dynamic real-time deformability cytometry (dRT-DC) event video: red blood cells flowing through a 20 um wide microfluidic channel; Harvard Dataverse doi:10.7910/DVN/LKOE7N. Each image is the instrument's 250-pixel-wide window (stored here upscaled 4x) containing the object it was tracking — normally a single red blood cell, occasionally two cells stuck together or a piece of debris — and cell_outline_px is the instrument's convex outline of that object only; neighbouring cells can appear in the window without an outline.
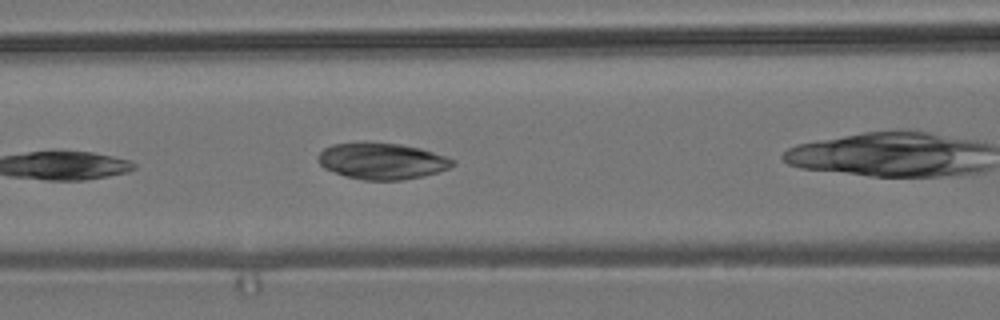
{"species": "common noctule bat (a hibernating species)", "species_latin": "Nyctalus noctula", "temperature_condition": "room temperature", "stored_images_in_passage": 5, "camera_frame_rate_fps": 3000, "um_per_image_px": 0.085, "animal": {"sex": "male", "body_mass_g": 19.2, "forearm_length_mm": 51.8}, "frame": {"image": 1, "passage_image": 4, "time_ms": 4.667, "image_size_px": [1000, 320], "cell_outline_px": [[456, 164], [448, 168], [424, 176], [404, 180], [364, 180], [344, 176], [324, 168], [316, 160], [316, 156], [324, 148], [332, 144], [364, 140], [400, 144], [420, 148], [456, 160]], "centroid_in_image_um": [32.41, 13.66], "position_along_channel_um": 134.2, "area_um2": 29.07}}